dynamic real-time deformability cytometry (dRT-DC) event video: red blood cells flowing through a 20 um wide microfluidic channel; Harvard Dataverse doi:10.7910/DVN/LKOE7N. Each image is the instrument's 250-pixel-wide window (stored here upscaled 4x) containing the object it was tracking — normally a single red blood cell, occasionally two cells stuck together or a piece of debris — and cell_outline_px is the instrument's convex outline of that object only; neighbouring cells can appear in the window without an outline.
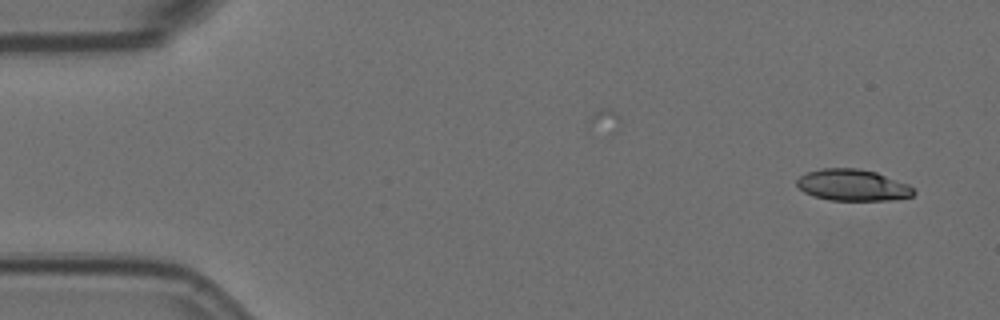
{"species": "Egyptian fruit bat (a non-hibernating species)", "species_latin": "Rousettus aegyptiacus", "temperature_condition": "room temperature", "stored_images_in_passage": 8, "camera_frame_rate_fps": 3000, "um_per_image_px": 0.085, "animal": {"sex": "female"}, "frame": {"image": 1, "passage_image": 1, "time_ms": 0.0, "image_size_px": [1000, 320], "cell_outline_px": [[916, 192], [912, 196], [892, 200], [828, 200], [812, 196], [804, 192], [796, 184], [796, 180], [800, 176], [808, 172], [824, 168], [860, 168], [876, 172], [908, 184]], "centroid_in_image_um": [72.47, 15.74], "position_along_channel_um": 12.5, "area_um2": 21.44}}
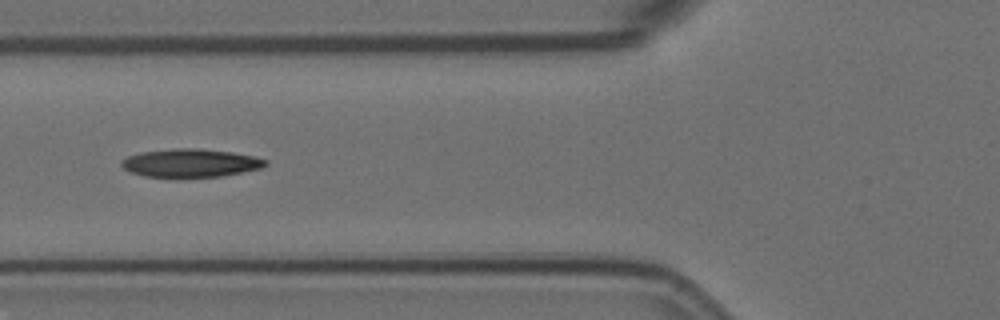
{"frame": {"image": 2, "passage_image": 6, "time_ms": 1.667, "image_size_px": [1000, 320], "cell_outline_px": [[268, 164], [260, 168], [220, 176], [172, 180], [144, 176], [132, 172], [124, 168], [120, 164], [120, 160], [128, 156], [140, 152], [172, 148], [196, 148], [232, 152], [252, 156], [268, 160]], "centroid_in_image_um": [16.12, 13.89], "position_along_channel_um": 109.7, "area_um2": 24.39}}
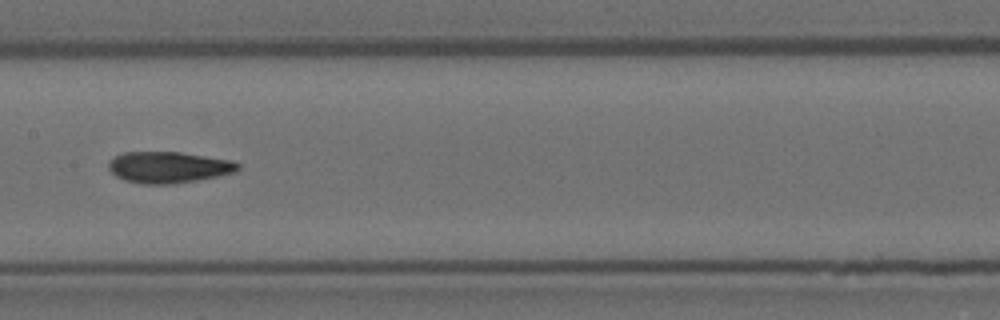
{"frame": {"image": 3, "passage_image": 8, "time_ms": 2.333, "image_size_px": [1000, 320], "cell_outline_px": [[240, 168], [236, 172], [220, 176], [172, 184], [144, 184], [124, 180], [116, 176], [108, 168], [108, 164], [116, 156], [124, 152], [180, 152], [232, 160], [240, 164]], "centroid_in_image_um": [14.37, 14.22], "position_along_channel_um": 193.0, "area_um2": 23.58}}